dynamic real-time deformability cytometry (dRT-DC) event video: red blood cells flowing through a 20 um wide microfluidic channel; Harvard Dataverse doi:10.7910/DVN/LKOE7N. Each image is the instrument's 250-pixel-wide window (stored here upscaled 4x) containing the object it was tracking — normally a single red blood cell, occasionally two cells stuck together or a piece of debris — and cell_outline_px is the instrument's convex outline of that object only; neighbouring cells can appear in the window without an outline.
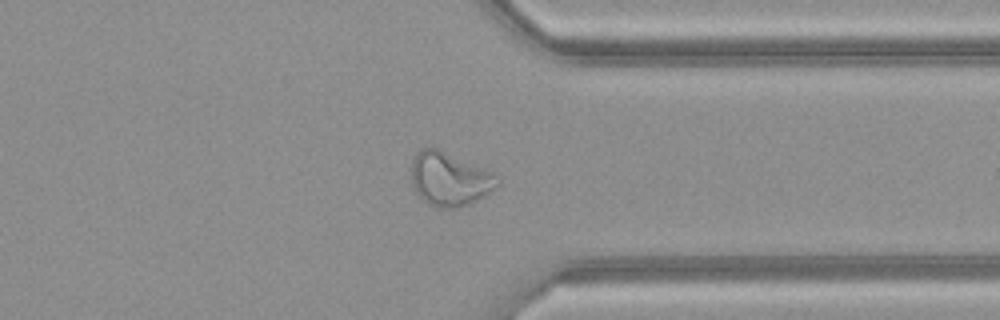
{"species": "common noctule bat (a hibernating species)", "species_latin": "Nyctalus noctula", "temperature_condition": "warm", "stored_images_in_passage": 35, "camera_frame_rate_fps": 3000, "um_per_image_px": 0.085, "animal": {"sex": "female", "body_mass_g": 21.9}, "frame": {"image": 1, "passage_image": 24, "time_ms": 7.667, "image_size_px": [1000, 320], "cell_outline_px": [[500, 184], [484, 196], [468, 204], [456, 208], [436, 208], [428, 204], [416, 192], [412, 184], [412, 160], [416, 152], [420, 148], [436, 148], [496, 172], [500, 180]], "centroid_in_image_um": [38.24, 15.22], "position_along_channel_um": 373.2, "area_um2": 27.11}}
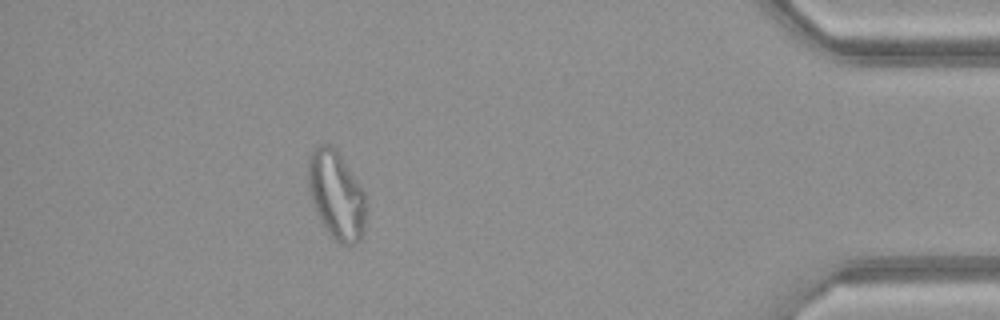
{"frame": {"image": 2, "passage_image": 30, "time_ms": 9.667, "image_size_px": [1000, 320], "cell_outline_px": [[368, 200], [364, 232], [360, 240], [356, 244], [340, 244], [332, 240], [324, 228], [316, 212], [308, 188], [308, 156], [312, 148], [320, 144], [328, 144], [336, 148], [340, 152], [360, 184]], "centroid_in_image_um": [28.61, 16.58], "position_along_channel_um": 406.6, "area_um2": 30.75}, "authors_computed_cell_mechanics": {"area_um2": 24.6228, "velocity_mm_per_s": 4.1733, "shape_relaxation_time_tau1_ms": null, "shape_relaxation_time_tau2_ms": 1.1151, "deformation_change_tau1": null, "deformation_change_tau2": 0.0689}}